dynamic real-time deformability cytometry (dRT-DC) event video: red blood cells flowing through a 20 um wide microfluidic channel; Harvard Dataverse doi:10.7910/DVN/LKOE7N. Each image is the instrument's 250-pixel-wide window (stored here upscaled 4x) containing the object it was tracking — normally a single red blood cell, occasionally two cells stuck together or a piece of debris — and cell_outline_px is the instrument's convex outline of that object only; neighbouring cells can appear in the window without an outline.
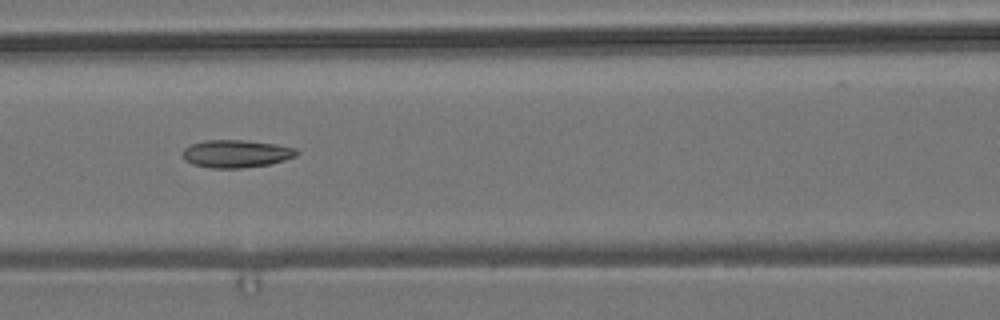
{"species": "common noctule bat (a hibernating species)", "species_latin": "Nyctalus noctula", "temperature_condition": "room temperature", "stored_images_in_passage": 7, "camera_frame_rate_fps": 3000, "um_per_image_px": 0.085, "animal": {"sex": "male", "body_mass_g": 19.2, "forearm_length_mm": 51.8}, "frame": {"image": 1, "passage_image": 7, "time_ms": 6.667, "image_size_px": [1000, 320], "cell_outline_px": [[300, 152], [296, 156], [272, 164], [240, 168], [212, 168], [192, 164], [184, 160], [180, 152], [184, 148], [192, 144], [204, 140], [244, 140], [276, 144], [296, 148]], "centroid_in_image_um": [20.06, 13.06], "position_along_channel_um": 146.5, "area_um2": 18.61}}